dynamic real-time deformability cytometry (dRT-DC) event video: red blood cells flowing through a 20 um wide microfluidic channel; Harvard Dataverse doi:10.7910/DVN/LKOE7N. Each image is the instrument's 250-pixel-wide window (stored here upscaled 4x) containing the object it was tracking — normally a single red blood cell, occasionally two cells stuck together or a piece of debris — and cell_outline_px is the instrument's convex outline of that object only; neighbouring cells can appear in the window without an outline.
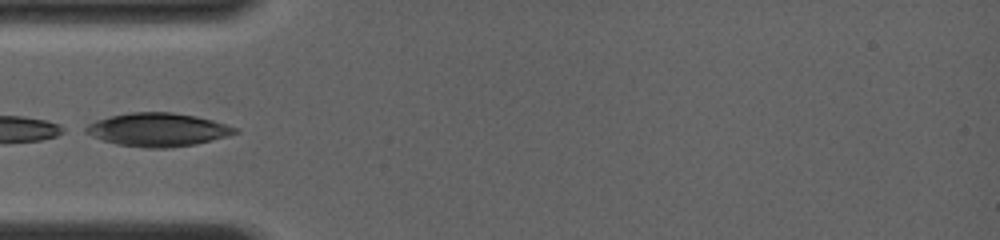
{"species": "common noctule bat (a hibernating species)", "species_latin": "Nyctalus noctula", "temperature_condition": "room temperature", "stored_images_in_passage": 26, "camera_frame_rate_fps": 4000, "um_per_image_px": 0.085, "animal": {"sex": "female", "body_mass_g": 19.0, "forearm_length_mm": 56.7}, "frame": {"image": 1, "passage_image": 1, "time_ms": 0.0, "image_size_px": [1000, 240], "cell_outline_px": [[240, 132], [228, 136], [196, 144], [168, 148], [148, 148], [116, 144], [100, 140], [84, 132], [80, 128], [96, 120], [128, 112], [172, 112], [196, 116], [212, 120], [240, 128]], "centroid_in_image_um": [13.4, 11.02], "position_along_channel_um": 71.6, "area_um2": 29.3}}